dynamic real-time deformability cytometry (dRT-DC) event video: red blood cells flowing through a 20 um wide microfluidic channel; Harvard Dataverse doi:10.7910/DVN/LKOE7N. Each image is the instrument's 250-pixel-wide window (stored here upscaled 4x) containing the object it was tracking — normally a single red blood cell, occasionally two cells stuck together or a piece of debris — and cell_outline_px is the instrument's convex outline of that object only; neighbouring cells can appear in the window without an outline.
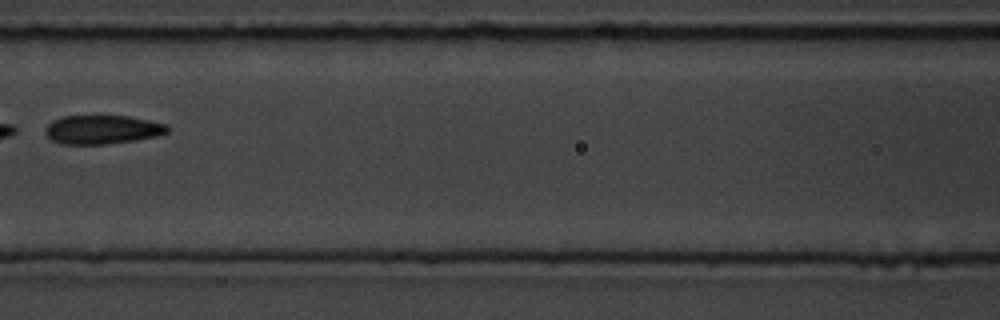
{"species": "common noctule bat (a hibernating species)", "species_latin": "Nyctalus noctula", "temperature_condition": "room temperature", "stored_images_in_passage": 8, "camera_frame_rate_fps": 3000, "um_per_image_px": 0.085, "animal": {"sex": "male", "body_mass_g": 19.5, "forearm_length_mm": 54.6}, "frame": {"image": 1, "passage_image": 8, "time_ms": 8.0, "image_size_px": [1000, 320], "cell_outline_px": [[168, 132], [156, 136], [136, 140], [104, 144], [60, 144], [52, 140], [44, 132], [44, 128], [52, 120], [64, 116], [128, 116], [168, 124]], "centroid_in_image_um": [8.67, 11.01], "position_along_channel_um": 157.9, "area_um2": 20.52}}